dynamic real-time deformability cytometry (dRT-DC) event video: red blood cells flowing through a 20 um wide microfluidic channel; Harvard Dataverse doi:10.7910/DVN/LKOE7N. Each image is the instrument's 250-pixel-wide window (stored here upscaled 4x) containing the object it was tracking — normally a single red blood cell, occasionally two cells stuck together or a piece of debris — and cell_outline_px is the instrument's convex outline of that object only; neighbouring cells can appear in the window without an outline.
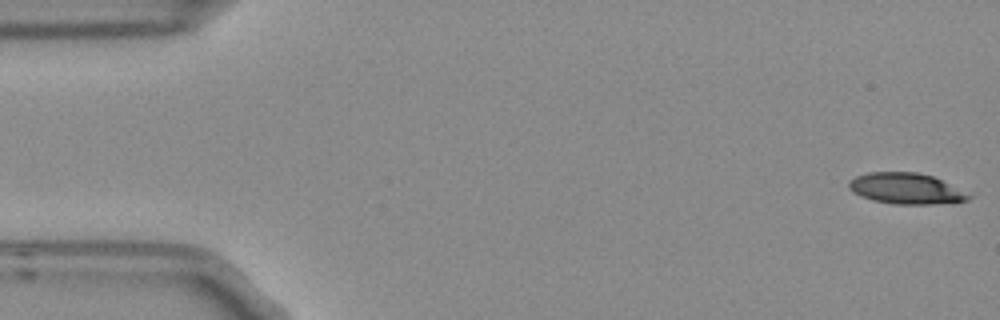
{"species": "Egyptian fruit bat (a non-hibernating species)", "species_latin": "Rousettus aegyptiacus", "temperature_condition": "room temperature", "stored_images_in_passage": 5, "camera_frame_rate_fps": 3000, "um_per_image_px": 0.085, "frame": {"image": 1, "passage_image": 1, "time_ms": 0.0, "image_size_px": [1000, 320], "cell_outline_px": [[972, 196], [968, 200], [932, 204], [896, 204], [872, 200], [860, 196], [852, 192], [848, 188], [848, 184], [856, 176], [868, 172], [916, 172], [932, 176]], "centroid_in_image_um": [76.94, 16.03], "position_along_channel_um": 8.1, "area_um2": 21.21}}